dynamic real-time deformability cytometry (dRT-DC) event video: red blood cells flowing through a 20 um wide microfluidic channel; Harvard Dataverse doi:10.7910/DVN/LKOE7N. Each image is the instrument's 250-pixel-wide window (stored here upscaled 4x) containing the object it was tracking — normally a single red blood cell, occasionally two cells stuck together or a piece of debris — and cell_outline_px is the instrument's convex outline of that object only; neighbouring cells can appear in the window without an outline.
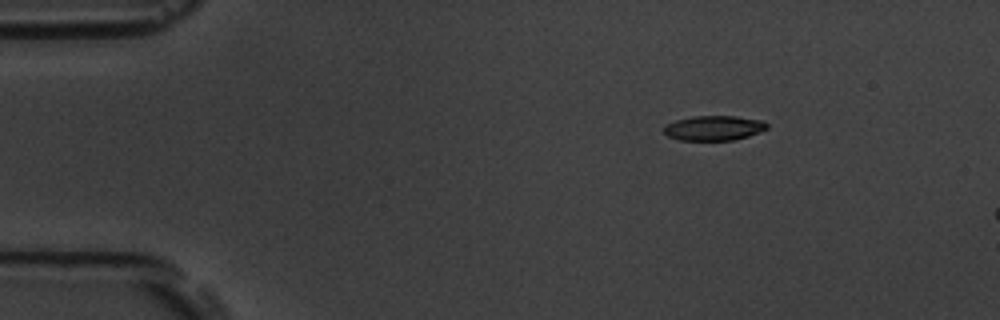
{"species": "common noctule bat (a hibernating species)", "species_latin": "Nyctalus noctula", "temperature_condition": "room temperature", "stored_images_in_passage": 3, "camera_frame_rate_fps": 3000, "um_per_image_px": 0.085, "animal": {"sex": "male", "body_mass_g": 19.5, "forearm_length_mm": 54.6}, "frame": {"image": 1, "passage_image": 1, "time_ms": 0.0, "image_size_px": [1000, 320], "cell_outline_px": [[768, 128], [760, 132], [748, 136], [732, 140], [680, 140], [668, 136], [664, 132], [664, 128], [668, 124], [676, 120], [692, 116], [736, 116], [764, 120], [768, 124]], "centroid_in_image_um": [60.72, 10.87], "position_along_channel_um": 24.3, "area_um2": 14.91}}